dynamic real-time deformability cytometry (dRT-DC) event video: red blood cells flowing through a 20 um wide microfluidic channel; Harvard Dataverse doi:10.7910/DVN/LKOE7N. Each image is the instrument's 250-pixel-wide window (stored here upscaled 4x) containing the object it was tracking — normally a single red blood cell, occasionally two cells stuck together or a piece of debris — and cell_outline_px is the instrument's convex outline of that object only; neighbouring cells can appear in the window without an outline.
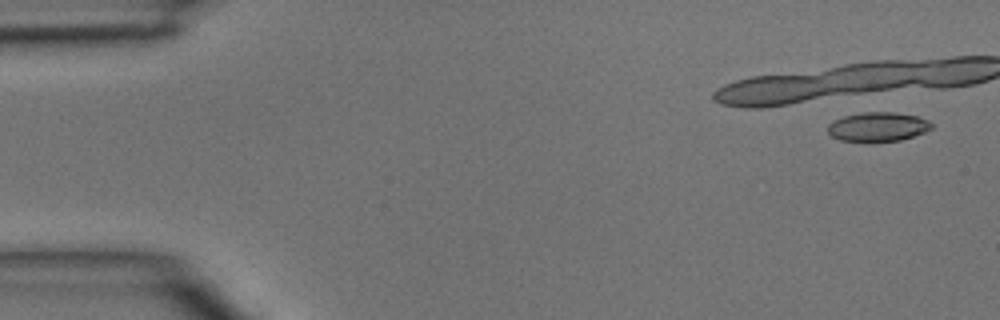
{"species": "common noctule bat (a hibernating species)", "species_latin": "Nyctalus noctula", "temperature_condition": "room temperature", "stored_images_in_passage": 4, "camera_frame_rate_fps": 3000, "um_per_image_px": 0.085, "animal": {"sex": "male", "body_mass_g": 15.6}, "frame": {"image": 1, "passage_image": 1, "time_ms": 0.0, "image_size_px": [1000, 320], "cell_outline_px": [[932, 128], [924, 132], [900, 140], [840, 140], [832, 136], [828, 132], [828, 124], [844, 116], [864, 112], [892, 112], [916, 116], [928, 120], [932, 124]], "centroid_in_image_um": [74.63, 10.75], "position_along_channel_um": 10.4, "area_um2": 17.11}}
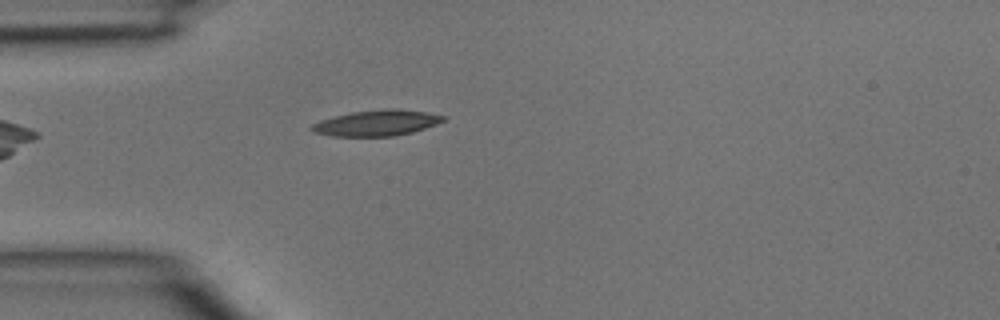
{"frame": {"image": 2, "passage_image": 4, "time_ms": 1.0, "image_size_px": [1000, 320], "cell_outline_px": [[448, 116], [444, 120], [436, 124], [412, 132], [396, 136], [332, 136], [312, 132], [308, 128], [312, 124], [320, 120], [332, 116], [352, 112], [384, 108], [400, 108]], "centroid_in_image_um": [31.98, 10.44], "position_along_channel_um": 53.0, "area_um2": 20.0}}